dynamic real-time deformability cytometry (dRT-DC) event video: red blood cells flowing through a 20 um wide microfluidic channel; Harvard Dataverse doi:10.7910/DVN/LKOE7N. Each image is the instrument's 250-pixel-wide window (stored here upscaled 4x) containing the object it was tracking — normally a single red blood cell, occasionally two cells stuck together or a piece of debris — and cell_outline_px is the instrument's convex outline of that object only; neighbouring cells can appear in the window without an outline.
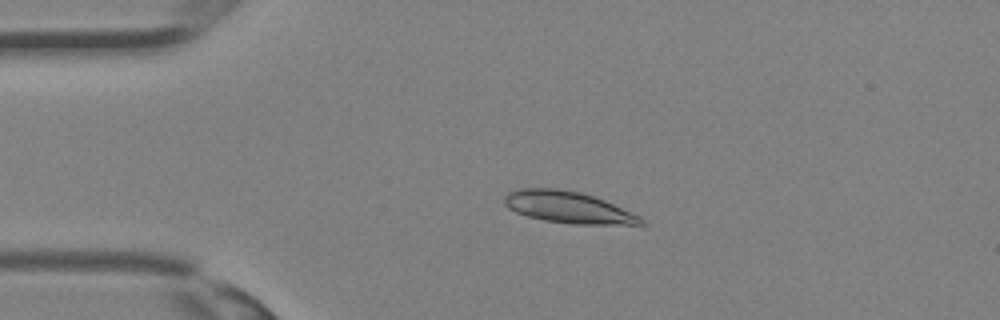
{"species": "Egyptian fruit bat (a non-hibernating species)", "species_latin": "Rousettus aegyptiacus", "temperature_condition": "room temperature", "stored_images_in_passage": 35, "camera_frame_rate_fps": 3000, "um_per_image_px": 0.085, "animal": {"sex": "female"}, "frame": {"image": 1, "passage_image": 8, "time_ms": 2.333, "image_size_px": [1000, 320], "cell_outline_px": [[648, 224], [576, 224], [544, 220], [528, 216], [516, 212], [508, 208], [504, 204], [504, 196], [508, 192], [520, 188], [556, 188], [580, 192], [596, 196], [640, 216]], "centroid_in_image_um": [48.28, 17.61], "position_along_channel_um": 36.7, "area_um2": 25.14}}
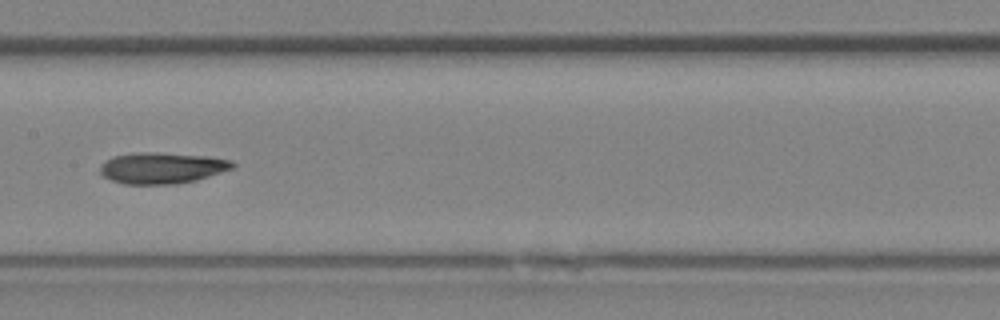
{"frame": {"image": 2, "passage_image": 18, "time_ms": 5.667, "image_size_px": [1000, 320], "cell_outline_px": [[236, 164], [232, 168], [196, 180], [176, 184], [124, 184], [112, 180], [104, 176], [100, 172], [100, 164], [104, 160], [112, 156], [136, 152], [156, 152], [212, 156], [232, 160]], "centroid_in_image_um": [13.75, 14.26], "position_along_channel_um": 193.6, "area_um2": 24.28}}
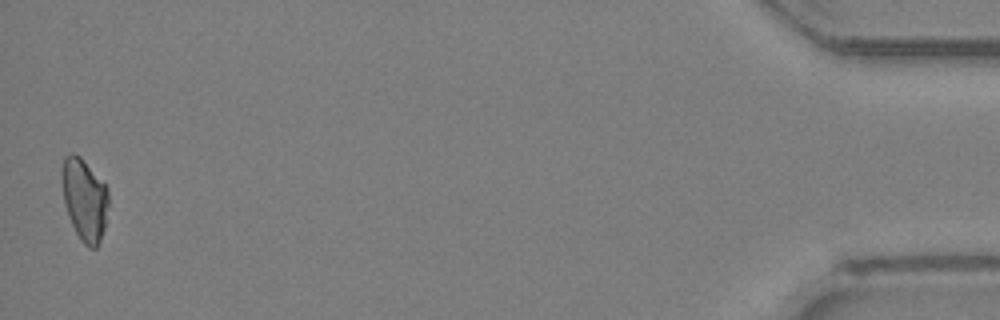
{"frame": {"image": 3, "passage_image": 35, "time_ms": 11.333, "image_size_px": [1000, 320], "cell_outline_px": [[108, 204], [104, 228], [100, 240], [96, 248], [88, 248], [80, 240], [68, 216], [64, 204], [60, 176], [60, 172], [64, 156], [72, 152], [80, 156], [108, 188]], "centroid_in_image_um": [7.15, 16.93], "position_along_channel_um": 428.1, "area_um2": 22.48}}